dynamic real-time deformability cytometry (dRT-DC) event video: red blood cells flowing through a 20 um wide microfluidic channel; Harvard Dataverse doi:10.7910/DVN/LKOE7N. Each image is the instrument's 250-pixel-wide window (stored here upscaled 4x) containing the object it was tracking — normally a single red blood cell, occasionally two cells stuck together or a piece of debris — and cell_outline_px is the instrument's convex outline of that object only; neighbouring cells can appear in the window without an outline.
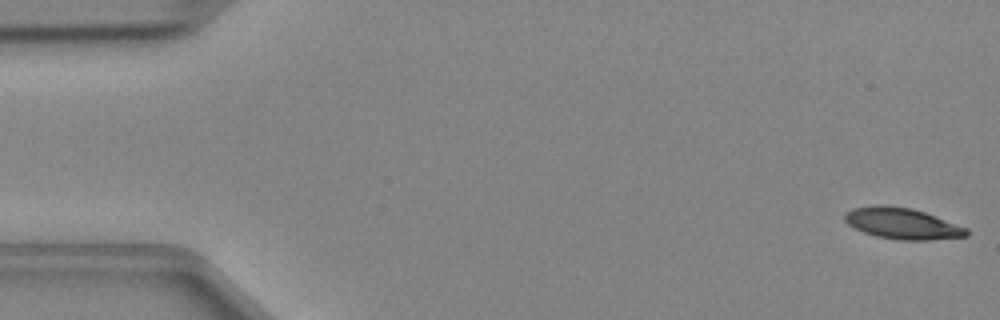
{"species": "Egyptian fruit bat (a non-hibernating species)", "species_latin": "Rousettus aegyptiacus", "temperature_condition": "cold", "stored_images_in_passage": 47, "camera_frame_rate_fps": 3000, "um_per_image_px": 0.085, "animal": {"sex": "female"}, "frame": {"image": 1, "passage_image": 1, "time_ms": 0.0, "image_size_px": [1000, 320], "cell_outline_px": [[968, 236], [928, 240], [900, 240], [876, 236], [864, 232], [848, 224], [844, 220], [844, 216], [852, 208], [876, 204], [888, 204], [912, 208], [924, 212], [968, 228]], "centroid_in_image_um": [76.69, 18.98], "position_along_channel_um": 8.3, "area_um2": 22.14}}
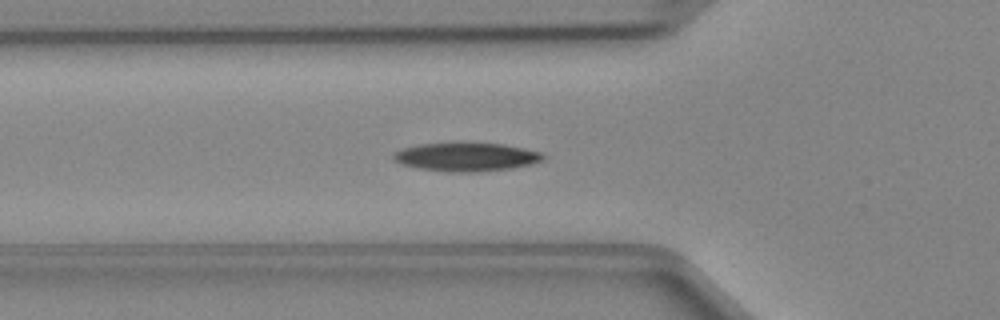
{"frame": {"image": 2, "passage_image": 16, "time_ms": 5.0, "image_size_px": [1000, 320], "cell_outline_px": [[548, 156], [544, 160], [532, 164], [512, 168], [472, 172], [448, 172], [420, 168], [400, 164], [392, 156], [392, 152], [400, 148], [420, 144], [504, 144], [524, 148], [540, 152]], "centroid_in_image_um": [39.65, 13.35], "position_along_channel_um": 86.2, "area_um2": 24.68}}
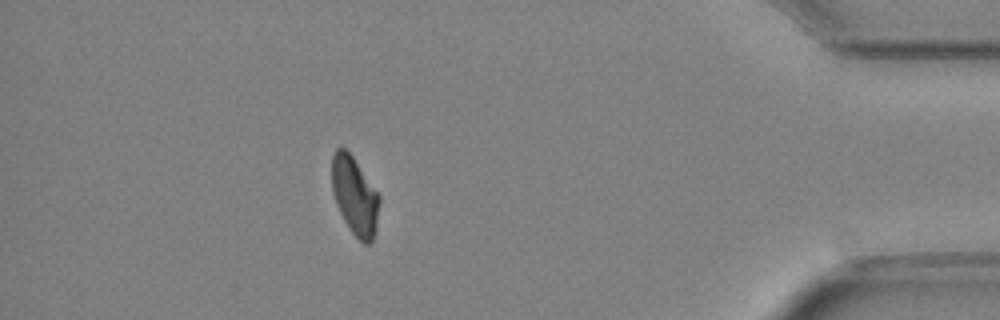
{"frame": {"image": 3, "passage_image": 42, "time_ms": 13.667, "image_size_px": [1000, 320], "cell_outline_px": [[380, 200], [376, 228], [372, 244], [364, 244], [352, 232], [344, 220], [336, 204], [332, 192], [332, 152], [336, 148], [344, 148], [352, 156], [380, 196]], "centroid_in_image_um": [30.15, 16.66], "position_along_channel_um": 405.1, "area_um2": 21.5}}